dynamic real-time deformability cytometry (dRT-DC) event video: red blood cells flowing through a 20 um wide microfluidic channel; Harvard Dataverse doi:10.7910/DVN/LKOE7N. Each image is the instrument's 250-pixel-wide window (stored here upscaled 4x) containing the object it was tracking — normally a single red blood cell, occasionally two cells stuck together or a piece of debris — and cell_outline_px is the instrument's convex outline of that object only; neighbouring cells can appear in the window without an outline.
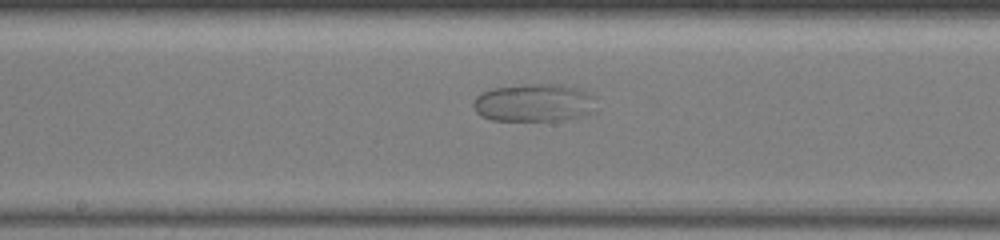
{"species": "common noctule bat (a hibernating species)", "species_latin": "Nyctalus noctula", "temperature_condition": "warm", "stored_images_in_passage": 68, "camera_frame_rate_fps": 3000, "um_per_image_px": 0.085, "animal": {"sex": "female", "body_mass_g": 19.5, "forearm_length_mm": 54.1}, "frame": {"image": 1, "passage_image": 39, "time_ms": 12.667, "image_size_px": [1000, 240], "cell_outline_px": [[592, 112], [584, 116], [560, 120], [492, 120], [480, 116], [476, 112], [472, 104], [476, 96], [480, 92], [492, 88], [520, 84], [560, 84], [592, 92]], "centroid_in_image_um": [45.33, 8.72], "position_along_channel_um": 202.9, "area_um2": 27.22}}
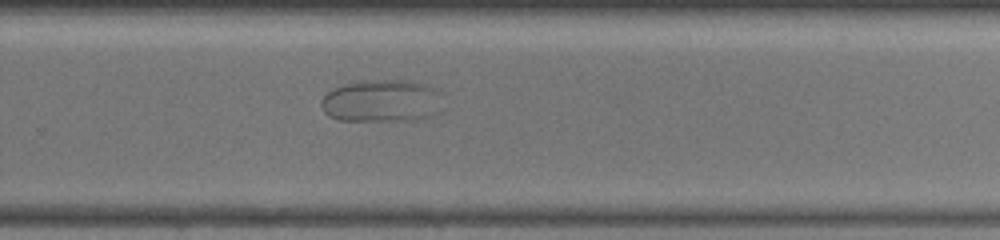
{"frame": {"image": 2, "passage_image": 48, "time_ms": 15.667, "image_size_px": [1000, 240], "cell_outline_px": [[444, 92], [440, 112], [432, 116], [420, 120], [340, 120], [328, 116], [324, 112], [320, 104], [320, 100], [328, 92], [344, 84], [360, 80], [408, 80], [424, 84], [436, 88]], "centroid_in_image_um": [32.52, 8.57], "position_along_channel_um": 297.3, "area_um2": 30.69}}
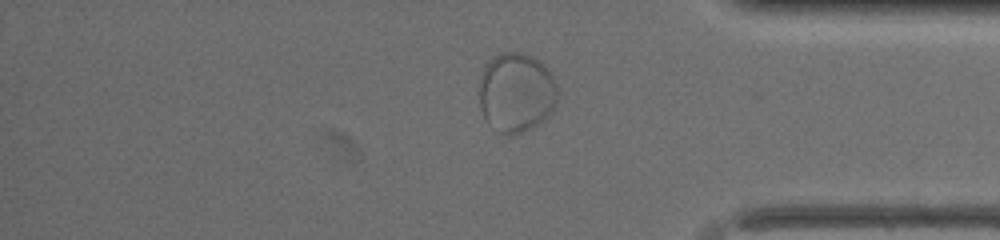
{"frame": {"image": 3, "passage_image": 58, "time_ms": 19.0, "image_size_px": [1000, 240], "cell_outline_px": [[556, 100], [548, 116], [544, 120], [532, 128], [512, 136], [508, 136], [500, 132], [484, 116], [480, 108], [480, 76], [488, 60], [500, 52], [520, 52], [532, 56], [552, 76], [556, 84]], "centroid_in_image_um": [43.86, 7.86], "position_along_channel_um": 391.3, "area_um2": 35.89}}